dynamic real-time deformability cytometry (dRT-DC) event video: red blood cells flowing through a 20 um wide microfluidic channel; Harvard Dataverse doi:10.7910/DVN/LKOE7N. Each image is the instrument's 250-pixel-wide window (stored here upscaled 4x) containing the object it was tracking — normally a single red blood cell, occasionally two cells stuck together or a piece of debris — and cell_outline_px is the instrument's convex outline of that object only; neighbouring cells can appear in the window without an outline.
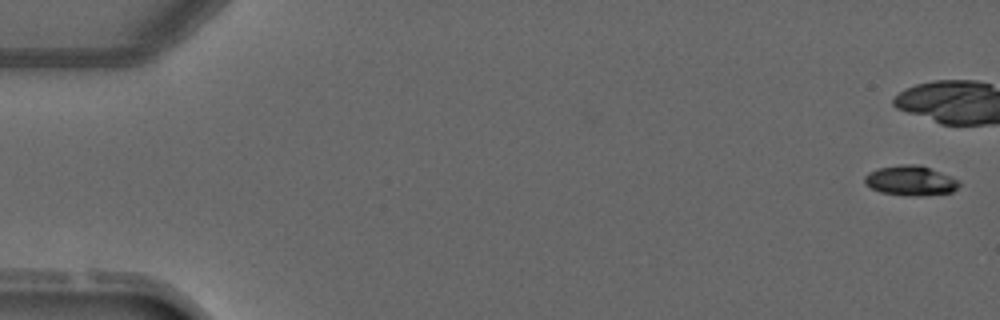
{"species": "common noctule bat (a hibernating species)", "species_latin": "Nyctalus noctula", "temperature_condition": "warm", "stored_images_in_passage": 6, "camera_frame_rate_fps": 3000, "um_per_image_px": 0.085, "animal": {"sex": "male", "forearm_length_mm": 52.5}, "frame": {"image": 1, "passage_image": 1, "time_ms": 0.0, "image_size_px": [1000, 320], "cell_outline_px": [[960, 184], [952, 192], [924, 196], [904, 196], [880, 192], [864, 184], [864, 176], [868, 172], [876, 168], [900, 164], [920, 164], [960, 180]], "centroid_in_image_um": [77.37, 15.35], "position_along_channel_um": 7.6, "area_um2": 16.76}}
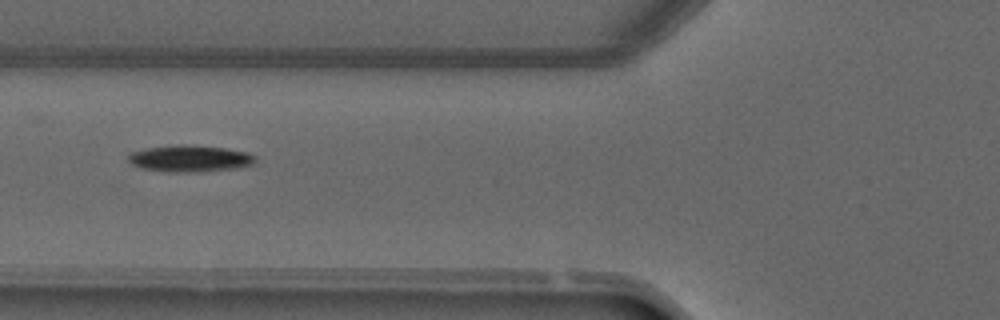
{"frame": {"image": 2, "passage_image": 6, "time_ms": 6.667, "image_size_px": [1000, 320], "cell_outline_px": [[256, 160], [252, 164], [236, 168], [204, 172], [164, 172], [140, 168], [132, 164], [128, 160], [128, 152], [148, 148], [180, 144], [224, 148], [248, 152], [256, 156]], "centroid_in_image_um": [16.12, 13.49], "position_along_channel_um": 109.7, "area_um2": 19.88}}